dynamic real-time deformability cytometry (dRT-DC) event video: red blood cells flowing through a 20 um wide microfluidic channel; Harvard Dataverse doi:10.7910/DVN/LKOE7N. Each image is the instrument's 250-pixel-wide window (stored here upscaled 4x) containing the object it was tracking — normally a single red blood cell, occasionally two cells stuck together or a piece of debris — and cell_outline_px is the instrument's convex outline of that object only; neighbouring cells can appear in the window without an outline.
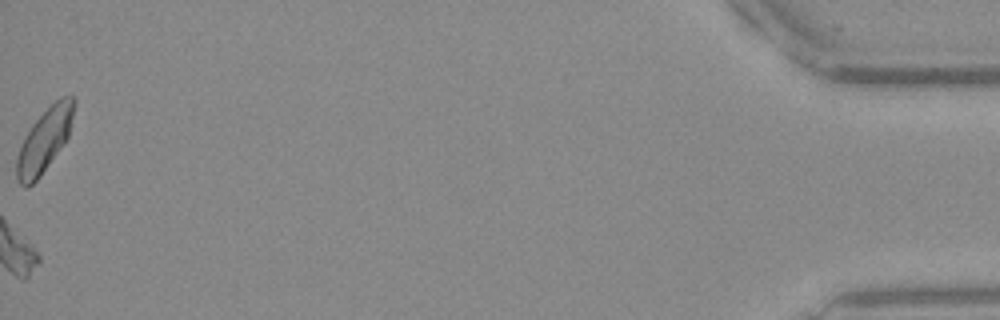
{"species": "Egyptian fruit bat (a non-hibernating species)", "species_latin": "Rousettus aegyptiacus", "temperature_condition": "warm", "stored_images_in_passage": 51, "camera_frame_rate_fps": 3000, "um_per_image_px": 0.085, "frame": {"image": 1, "passage_image": 51, "time_ms": 16.667, "image_size_px": [1000, 320], "cell_outline_px": [[76, 104], [68, 136], [40, 176], [32, 184], [20, 184], [16, 176], [16, 160], [24, 136], [32, 124], [60, 96], [76, 96]], "centroid_in_image_um": [3.79, 11.86], "position_along_channel_um": 431.4, "area_um2": 20.63}, "authors_computed_cell_mechanics": {"area_um2": 17.5712, "velocity_mm_per_s": 4.0584, "shape_relaxation_time_tau1_ms": 4.8659, "shape_relaxation_time_tau2_ms": null, "deformation_change_tau1": 0.154, "deformation_change_tau2": null}}